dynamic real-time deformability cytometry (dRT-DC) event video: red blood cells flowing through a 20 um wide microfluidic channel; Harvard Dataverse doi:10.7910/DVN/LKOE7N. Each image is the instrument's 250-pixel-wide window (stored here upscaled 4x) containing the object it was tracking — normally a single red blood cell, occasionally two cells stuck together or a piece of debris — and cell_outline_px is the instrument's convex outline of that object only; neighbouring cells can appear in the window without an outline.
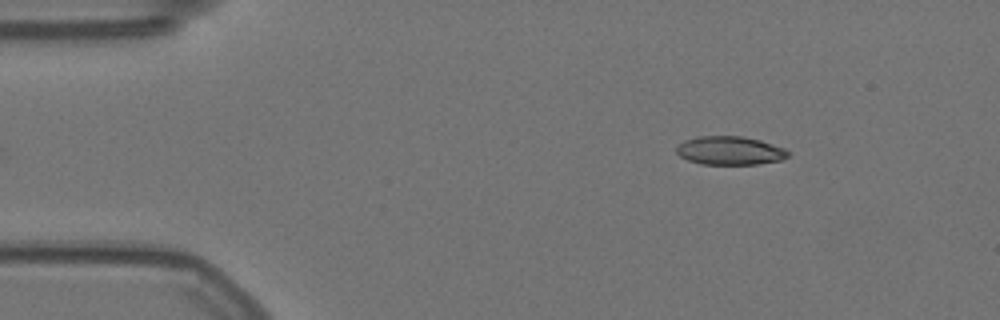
{"species": "Egyptian fruit bat (a non-hibernating species)", "species_latin": "Rousettus aegyptiacus", "temperature_condition": "warm", "stored_images_in_passage": 50, "camera_frame_rate_fps": 3000, "um_per_image_px": 0.085, "animal": {"sex": "female"}, "frame": {"image": 1, "passage_image": 1, "time_ms": 0.0, "image_size_px": [1000, 320], "cell_outline_px": [[792, 152], [788, 156], [780, 160], [756, 164], [700, 164], [688, 160], [680, 156], [676, 152], [676, 148], [684, 140], [700, 136], [740, 136], [760, 140], [784, 148]], "centroid_in_image_um": [62.04, 12.8], "position_along_channel_um": 23.0, "area_um2": 18.5}}
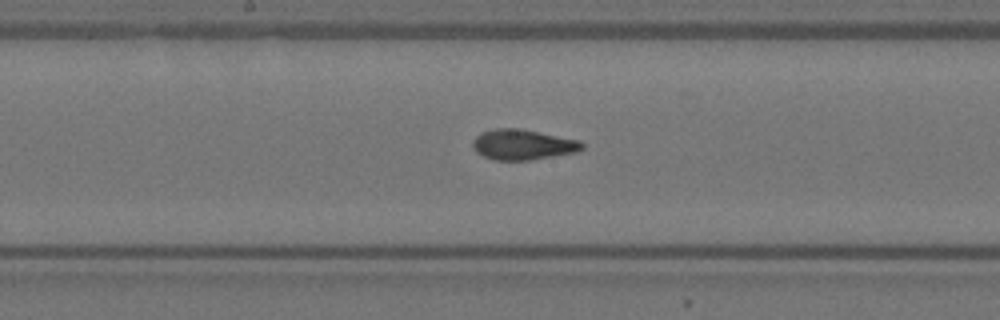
{"frame": {"image": 2, "passage_image": 22, "time_ms": 7.0, "image_size_px": [1000, 320], "cell_outline_px": [[584, 148], [576, 152], [528, 160], [496, 160], [484, 156], [476, 152], [472, 144], [476, 136], [480, 132], [496, 128], [520, 128], [580, 140], [584, 144]], "centroid_in_image_um": [44.44, 12.28], "position_along_channel_um": 203.8, "area_um2": 19.31}}
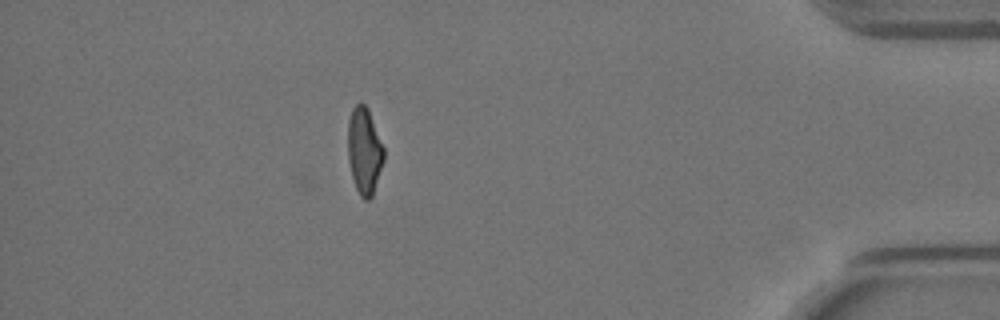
{"frame": {"image": 3, "passage_image": 43, "time_ms": 14.0, "image_size_px": [1000, 320], "cell_outline_px": [[384, 160], [372, 196], [368, 200], [364, 200], [360, 196], [356, 188], [352, 176], [348, 160], [348, 120], [352, 108], [360, 100], [368, 108], [384, 148]], "centroid_in_image_um": [30.96, 12.8], "position_along_channel_um": 404.2, "area_um2": 18.21}, "authors_computed_cell_mechanics": {"area_um2": 19.1896, "velocity_mm_per_s": 3.5792, "shape_relaxation_time_tau1_ms": 9.7767, "shape_relaxation_time_tau2_ms": 1.4812, "deformation_change_tau1": 0.2779, "deformation_change_tau2": 0.0889}}